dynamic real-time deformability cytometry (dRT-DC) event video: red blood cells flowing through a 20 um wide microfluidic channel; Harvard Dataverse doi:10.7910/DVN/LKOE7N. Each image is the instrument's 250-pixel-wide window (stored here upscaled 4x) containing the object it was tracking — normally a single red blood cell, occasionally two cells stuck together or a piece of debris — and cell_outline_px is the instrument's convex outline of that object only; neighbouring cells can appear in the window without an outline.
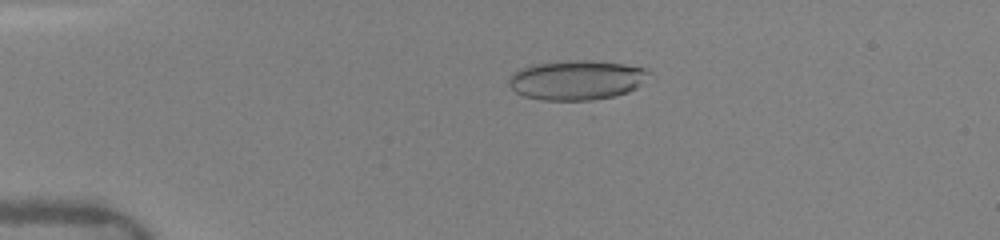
{"species": "human", "species_latin": "Homo sapiens", "temperature_condition": "warm", "stored_images_in_passage": 64, "camera_frame_rate_fps": 3000, "um_per_image_px": 0.085, "donor": {"sex": "female"}, "frame": {"image": 1, "passage_image": 14, "time_ms": 3.333, "image_size_px": [1000, 240], "cell_outline_px": [[652, 72], [636, 88], [628, 92], [584, 104], [544, 100], [524, 96], [516, 92], [508, 84], [508, 80], [520, 68], [528, 64], [560, 60], [592, 60], [624, 64], [648, 68]], "centroid_in_image_um": [49.02, 6.83], "position_along_channel_um": 36.0, "area_um2": 33.52}}
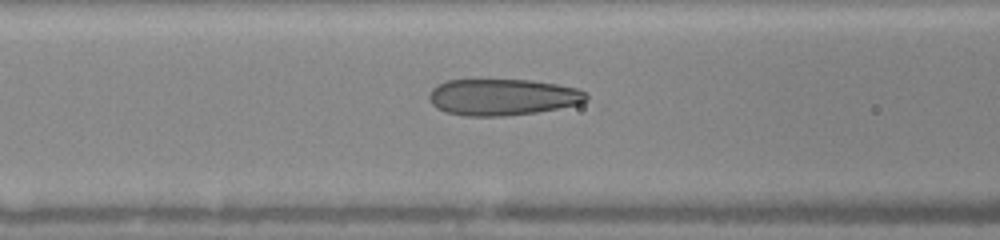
{"frame": {"image": 2, "passage_image": 27, "time_ms": 6.667, "image_size_px": [1000, 240], "cell_outline_px": [[588, 100], [580, 104], [536, 112], [504, 116], [464, 116], [444, 112], [436, 108], [432, 104], [428, 96], [432, 88], [436, 84], [448, 80], [532, 80], [556, 84], [576, 88], [584, 92], [588, 96]], "centroid_in_image_um": [42.69, 8.26], "position_along_channel_um": 123.9, "area_um2": 33.52}}
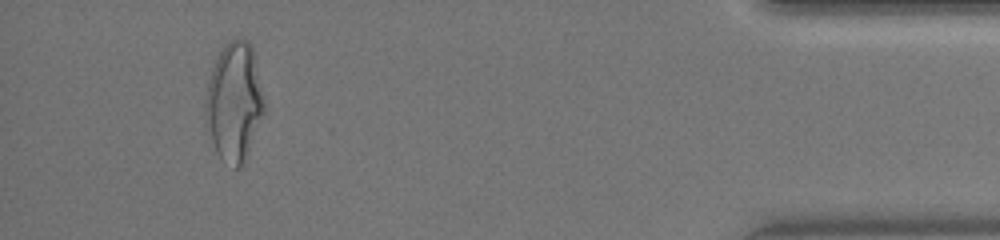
{"frame": {"image": 3, "passage_image": 60, "time_ms": 15.0, "image_size_px": [1000, 240], "cell_outline_px": [[264, 112], [244, 164], [240, 168], [236, 168], [224, 164], [216, 152], [212, 140], [208, 124], [204, 104], [208, 80], [216, 56], [224, 44], [228, 40], [248, 40], [252, 44], [264, 96]], "centroid_in_image_um": [19.91, 8.66], "position_along_channel_um": 415.3, "area_um2": 40.69}, "authors_computed_cell_mechanics": {"area_um2": 33.524, "velocity_mm_per_s": 4.1461, "shape_relaxation_time_tau1_ms": 7.9356, "shape_relaxation_time_tau2_ms": 0.8636, "deformation_change_tau1": 0.2478, "deformation_change_tau2": 0.09}}